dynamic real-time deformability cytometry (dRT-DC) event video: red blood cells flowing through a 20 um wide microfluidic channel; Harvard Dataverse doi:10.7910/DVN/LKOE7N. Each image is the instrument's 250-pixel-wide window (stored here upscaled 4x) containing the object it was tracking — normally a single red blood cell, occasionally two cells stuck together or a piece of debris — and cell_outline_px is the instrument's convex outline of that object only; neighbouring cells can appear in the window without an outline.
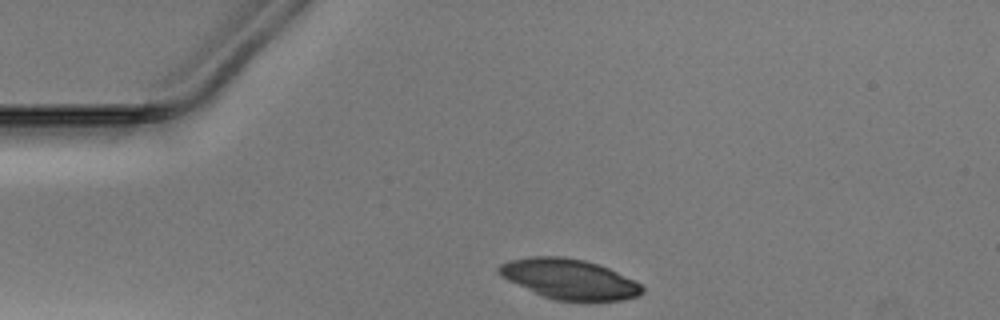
{"species": "Egyptian fruit bat (a non-hibernating species)", "species_latin": "Rousettus aegyptiacus", "temperature_condition": "warm", "stored_images_in_passage": 30, "camera_frame_rate_fps": 3000, "um_per_image_px": 0.085, "animal": {"sex": "male"}, "frame": {"image": 1, "passage_image": 1, "time_ms": 0.0, "image_size_px": [1000, 320], "cell_outline_px": [[644, 292], [640, 296], [624, 300], [588, 304], [556, 300], [544, 296], [508, 280], [496, 272], [496, 268], [500, 264], [508, 260], [532, 256], [564, 256], [584, 260], [600, 264], [640, 284], [644, 288]], "centroid_in_image_um": [48.43, 23.75], "position_along_channel_um": 36.6, "area_um2": 34.22}}